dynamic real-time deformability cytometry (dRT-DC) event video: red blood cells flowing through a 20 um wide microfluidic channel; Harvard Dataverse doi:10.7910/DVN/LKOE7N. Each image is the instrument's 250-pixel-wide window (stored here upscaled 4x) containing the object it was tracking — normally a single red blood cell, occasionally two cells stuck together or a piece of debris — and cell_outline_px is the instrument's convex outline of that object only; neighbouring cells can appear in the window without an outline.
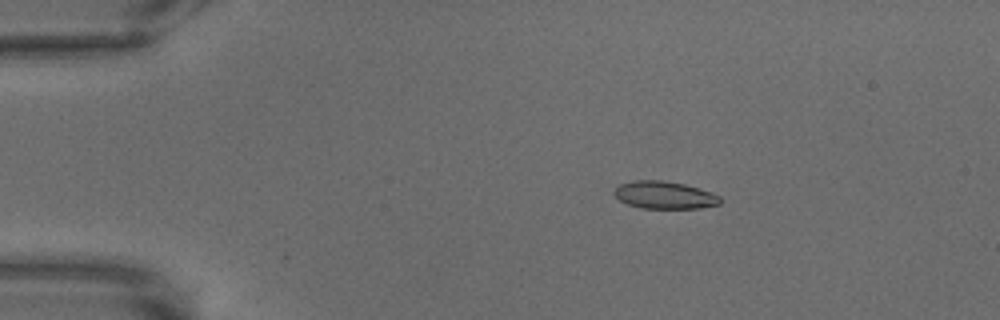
{"species": "common noctule bat (a hibernating species)", "species_latin": "Nyctalus noctula", "temperature_condition": "warm", "stored_images_in_passage": 37, "camera_frame_rate_fps": 3000, "um_per_image_px": 0.085, "animal": {"sex": "male", "body_mass_g": 18.8}, "frame": {"image": 1, "passage_image": 1, "time_ms": 0.0, "image_size_px": [1000, 320], "cell_outline_px": [[720, 204], [700, 208], [640, 208], [628, 204], [620, 200], [612, 192], [620, 184], [632, 180], [660, 180], [684, 184], [720, 196]], "centroid_in_image_um": [56.44, 16.58], "position_along_channel_um": 28.6, "area_um2": 16.76}}
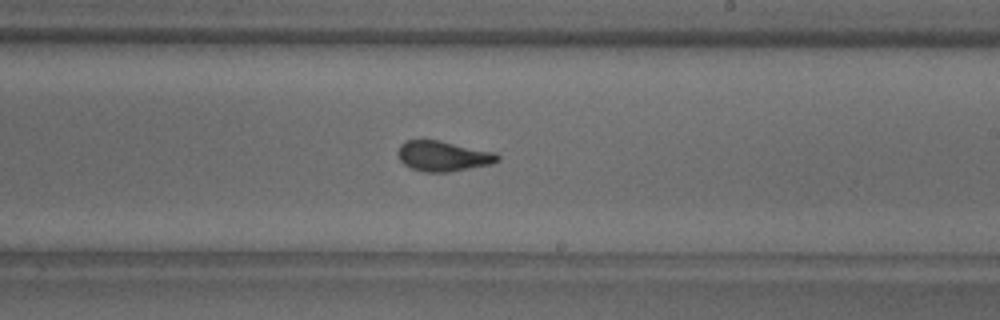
{"frame": {"image": 2, "passage_image": 30, "time_ms": 9.667, "image_size_px": [1000, 320], "cell_outline_px": [[500, 160], [492, 164], [448, 172], [424, 172], [412, 168], [404, 164], [400, 160], [396, 152], [400, 144], [404, 140], [436, 140], [496, 152], [500, 156]], "centroid_in_image_um": [37.66, 13.27], "position_along_channel_um": 251.3, "area_um2": 17.63}}
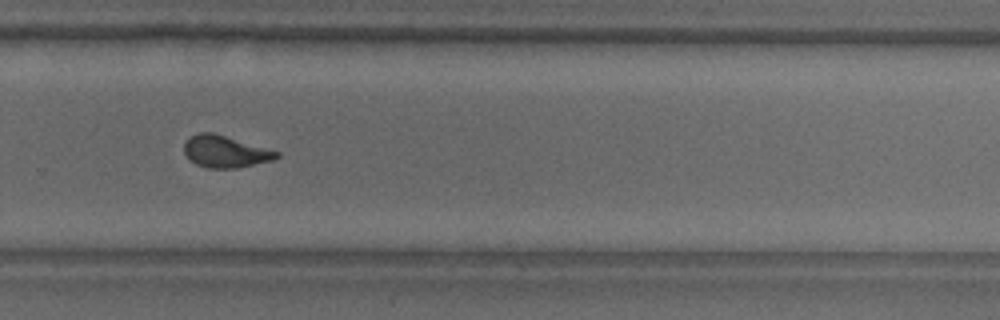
{"frame": {"image": 3, "passage_image": 36, "time_ms": 11.667, "image_size_px": [1000, 320], "cell_outline_px": [[280, 156], [272, 160], [236, 168], [208, 168], [196, 164], [184, 152], [184, 144], [188, 136], [200, 132], [212, 132], [280, 152]], "centroid_in_image_um": [19.13, 12.87], "position_along_channel_um": 310.7, "area_um2": 16.99}}